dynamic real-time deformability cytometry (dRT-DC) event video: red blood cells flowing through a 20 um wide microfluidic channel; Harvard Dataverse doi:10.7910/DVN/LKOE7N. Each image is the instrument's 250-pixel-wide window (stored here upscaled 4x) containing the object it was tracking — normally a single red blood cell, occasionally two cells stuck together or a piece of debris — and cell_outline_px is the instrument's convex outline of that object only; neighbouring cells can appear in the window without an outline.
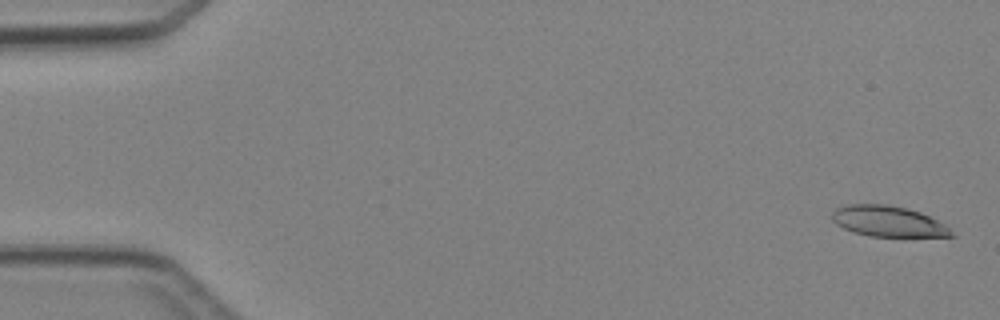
{"species": "Egyptian fruit bat (a non-hibernating species)", "species_latin": "Rousettus aegyptiacus", "temperature_condition": "cold", "stored_images_in_passage": 6, "camera_frame_rate_fps": 3000, "um_per_image_px": 0.085, "animal": {"sex": "female"}, "frame": {"image": 1, "passage_image": 1, "time_ms": 0.0, "image_size_px": [1000, 320], "cell_outline_px": [[956, 236], [868, 236], [844, 228], [836, 224], [832, 220], [832, 212], [836, 208], [848, 204], [888, 204], [908, 208], [920, 212], [948, 224]], "centroid_in_image_um": [75.54, 18.8], "position_along_channel_um": 9.5, "area_um2": 21.5}}
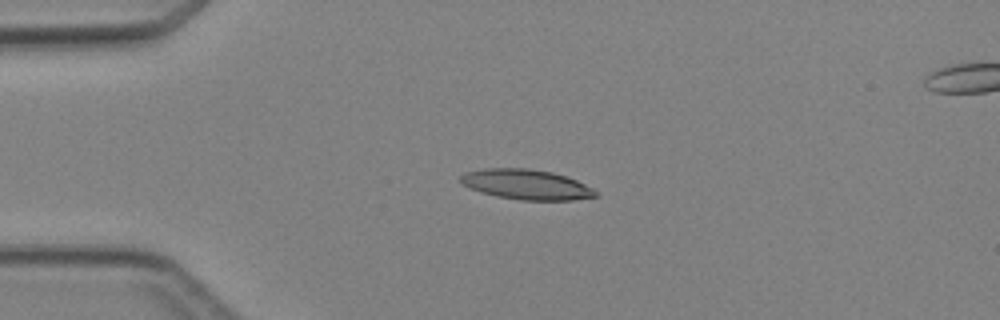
{"frame": {"image": 2, "passage_image": 4, "time_ms": 3.333, "image_size_px": [1000, 320], "cell_outline_px": [[600, 196], [572, 200], [520, 200], [496, 196], [472, 188], [464, 184], [460, 180], [460, 176], [464, 172], [484, 168], [528, 168], [552, 172], [568, 176], [600, 192]], "centroid_in_image_um": [44.8, 15.67], "position_along_channel_um": 40.2, "area_um2": 23.7}}
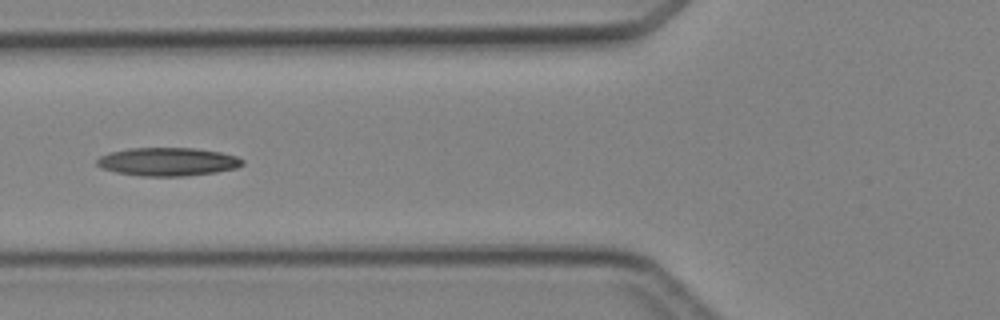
{"frame": {"image": 3, "passage_image": 6, "time_ms": 5.667, "image_size_px": [1000, 320], "cell_outline_px": [[244, 164], [236, 168], [216, 172], [184, 176], [140, 176], [116, 172], [100, 168], [96, 164], [96, 160], [100, 156], [108, 152], [128, 148], [196, 148], [220, 152], [236, 156], [244, 160]], "centroid_in_image_um": [14.23, 13.74], "position_along_channel_um": 111.6, "area_um2": 24.16}}